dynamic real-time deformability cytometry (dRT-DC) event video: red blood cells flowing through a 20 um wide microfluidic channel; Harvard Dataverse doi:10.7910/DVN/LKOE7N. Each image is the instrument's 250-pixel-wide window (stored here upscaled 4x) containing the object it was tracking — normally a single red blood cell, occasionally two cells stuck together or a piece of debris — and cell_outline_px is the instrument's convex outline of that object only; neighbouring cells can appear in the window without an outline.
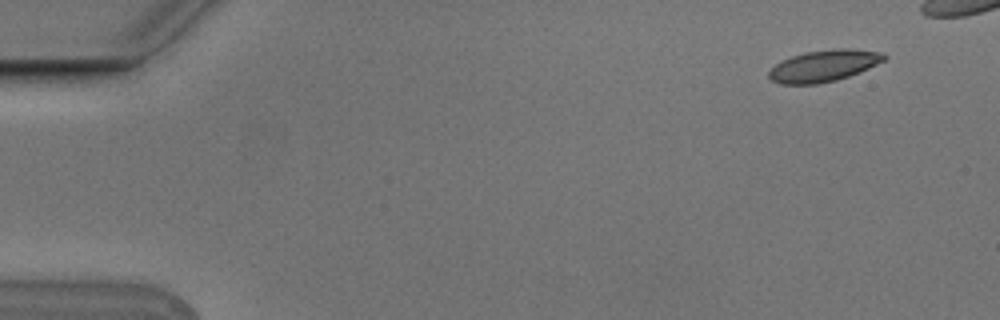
{"species": "Egyptian fruit bat (a non-hibernating species)", "species_latin": "Rousettus aegyptiacus", "temperature_condition": "cold", "stored_images_in_passage": 6, "camera_frame_rate_fps": 3000, "um_per_image_px": 0.085, "animal": {"sex": "male"}, "frame": {"image": 1, "passage_image": 1, "time_ms": 0.0, "image_size_px": [1000, 320], "cell_outline_px": [[888, 56], [884, 60], [860, 72], [836, 80], [816, 84], [780, 84], [772, 80], [768, 76], [768, 72], [776, 64], [792, 56], [804, 52], [836, 48], [848, 48], [884, 52]], "centroid_in_image_um": [70.05, 5.58], "position_along_channel_um": 15.0, "area_um2": 21.15}}
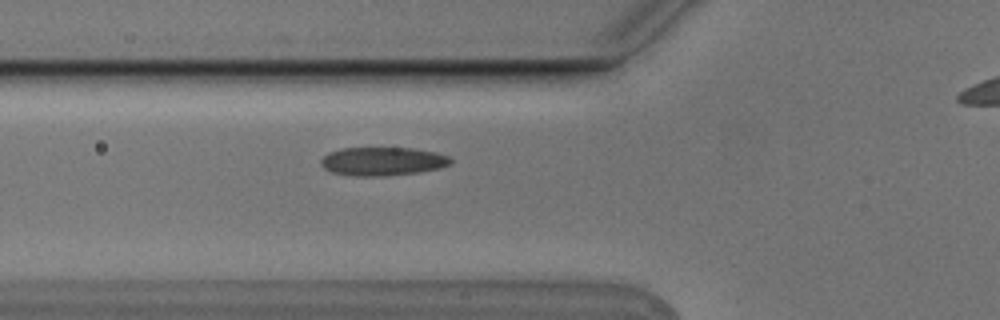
{"frame": {"image": 2, "passage_image": 5, "time_ms": 1.333, "image_size_px": [1000, 320], "cell_outline_px": [[452, 164], [440, 168], [420, 172], [384, 176], [352, 176], [332, 172], [324, 168], [320, 164], [320, 160], [328, 152], [344, 148], [412, 148], [436, 152], [448, 156], [452, 160]], "centroid_in_image_um": [32.53, 13.72], "position_along_channel_um": 93.3, "area_um2": 21.68}}